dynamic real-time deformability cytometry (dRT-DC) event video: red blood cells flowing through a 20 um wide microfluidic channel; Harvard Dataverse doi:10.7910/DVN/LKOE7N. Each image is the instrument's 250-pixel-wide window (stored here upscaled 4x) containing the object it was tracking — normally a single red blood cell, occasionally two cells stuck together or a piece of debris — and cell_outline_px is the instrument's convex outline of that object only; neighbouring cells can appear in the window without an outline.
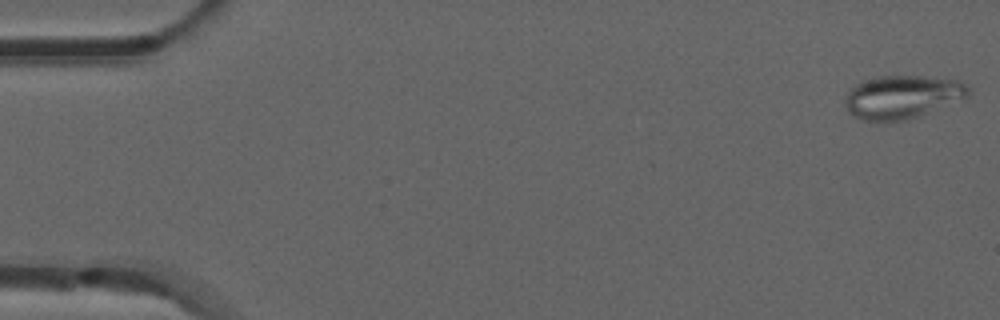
{"species": "common noctule bat (a hibernating species)", "species_latin": "Nyctalus noctula", "temperature_condition": "room temperature", "stored_images_in_passage": 12, "camera_frame_rate_fps": 3000, "um_per_image_px": 0.085, "animal": {"sex": "male", "forearm_length_mm": 52.5}, "frame": {"image": 1, "passage_image": 1, "time_ms": 0.0, "image_size_px": [1000, 320], "cell_outline_px": [[972, 92], [968, 100], [920, 116], [904, 120], [860, 120], [848, 112], [844, 104], [848, 92], [856, 84], [872, 76], [924, 76], [956, 80], [964, 84]], "centroid_in_image_um": [76.77, 8.24], "position_along_channel_um": 8.2, "area_um2": 31.62}}